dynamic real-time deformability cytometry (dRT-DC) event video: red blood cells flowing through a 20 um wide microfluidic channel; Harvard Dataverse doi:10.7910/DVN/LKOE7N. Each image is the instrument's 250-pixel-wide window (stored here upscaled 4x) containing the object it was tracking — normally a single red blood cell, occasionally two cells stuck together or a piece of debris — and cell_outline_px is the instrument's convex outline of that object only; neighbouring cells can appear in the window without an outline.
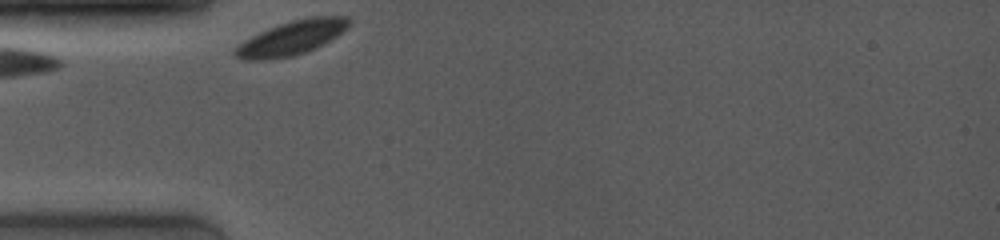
{"species": "common noctule bat (a hibernating species)", "species_latin": "Nyctalus noctula", "temperature_condition": "room temperature", "stored_images_in_passage": 39, "camera_frame_rate_fps": 4000, "um_per_image_px": 0.085, "animal": {"sex": "female", "body_mass_g": 19.0, "forearm_length_mm": 53.3}, "frame": {"image": 1, "passage_image": 1, "time_ms": 0.0, "image_size_px": [1000, 240], "cell_outline_px": [[352, 20], [348, 28], [324, 44], [304, 52], [292, 56], [268, 60], [244, 60], [236, 56], [232, 52], [244, 40], [268, 28], [292, 20], [312, 16], [348, 16]], "centroid_in_image_um": [24.81, 3.21], "position_along_channel_um": 60.2, "area_um2": 22.6}}
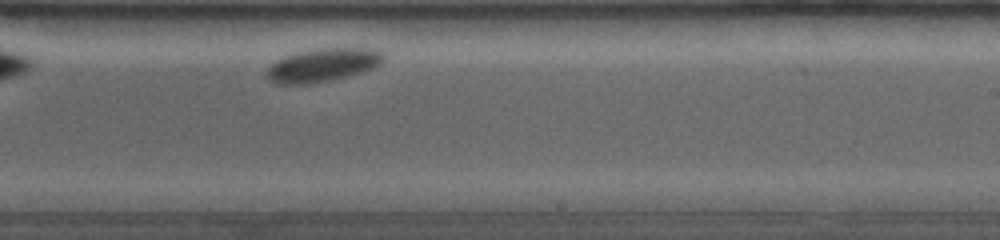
{"frame": {"image": 2, "passage_image": 24, "time_ms": 5.75, "image_size_px": [1000, 240], "cell_outline_px": [[384, 60], [376, 68], [328, 80], [304, 84], [276, 84], [268, 80], [268, 68], [276, 60], [284, 56], [296, 52], [312, 48], [376, 48], [384, 52]], "centroid_in_image_um": [27.46, 5.5], "position_along_channel_um": 261.5, "area_um2": 22.72}}
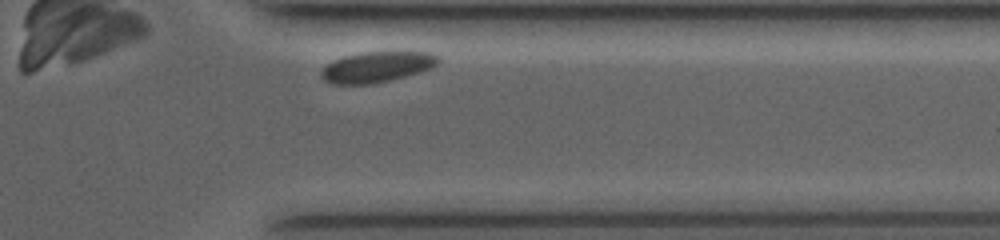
{"frame": {"image": 3, "passage_image": 37, "time_ms": 9.0, "image_size_px": [1000, 240], "cell_outline_px": [[440, 60], [432, 68], [420, 72], [392, 80], [372, 84], [328, 84], [320, 76], [320, 72], [332, 60], [344, 56], [360, 52], [428, 52], [440, 56]], "centroid_in_image_um": [32.02, 5.7], "position_along_channel_um": 379.4, "area_um2": 21.1}}